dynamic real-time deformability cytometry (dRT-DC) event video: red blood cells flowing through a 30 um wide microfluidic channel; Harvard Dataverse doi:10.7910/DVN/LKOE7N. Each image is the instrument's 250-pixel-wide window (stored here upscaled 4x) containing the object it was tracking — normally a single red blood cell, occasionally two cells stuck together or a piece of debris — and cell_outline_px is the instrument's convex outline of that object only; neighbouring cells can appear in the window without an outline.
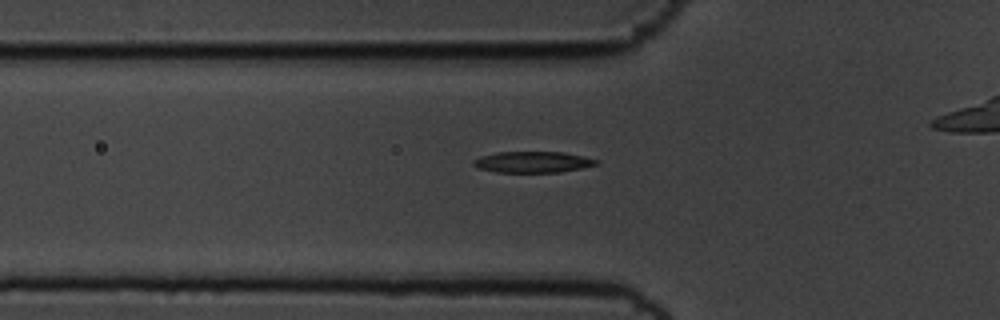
{"species": "common noctule bat (a hibernating species)", "species_latin": "Nyctalus noctula", "temperature_condition": "cold", "stored_images_in_passage": 41, "camera_frame_rate_fps": 3000, "um_per_image_px": 0.085, "animal": {"sex": "male", "body_mass_g": 19.5, "forearm_length_mm": 54.6}, "frame": {"image": 1, "passage_image": 11, "time_ms": 3.333, "image_size_px": [1000, 320], "cell_outline_px": [[600, 160], [596, 164], [580, 168], [560, 172], [496, 172], [476, 168], [472, 164], [472, 160], [480, 156], [496, 152], [564, 152]], "centroid_in_image_um": [45.22, 13.77], "position_along_channel_um": 80.6, "area_um2": 15.14}}
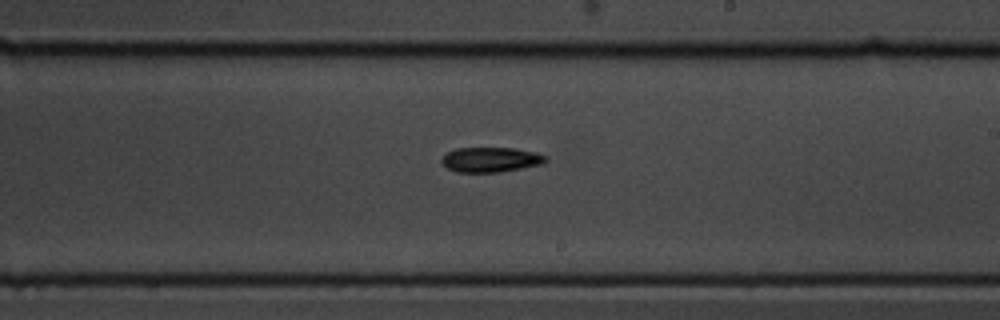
{"frame": {"image": 2, "passage_image": 25, "time_ms": 8.0, "image_size_px": [1000, 320], "cell_outline_px": [[548, 160], [540, 164], [500, 172], [456, 172], [448, 168], [440, 160], [448, 152], [456, 148], [516, 148], [536, 152], [548, 156]], "centroid_in_image_um": [41.73, 13.56], "position_along_channel_um": 247.3, "area_um2": 15.03}}
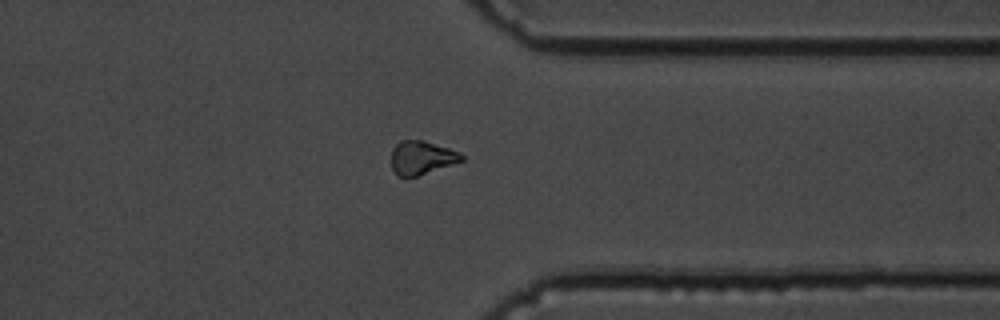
{"frame": {"image": 3, "passage_image": 36, "time_ms": 11.667, "image_size_px": [1000, 320], "cell_outline_px": [[464, 160], [416, 176], [396, 176], [392, 168], [392, 148], [400, 140], [424, 140], [448, 148], [464, 156]], "centroid_in_image_um": [35.8, 13.39], "position_along_channel_um": 375.6, "area_um2": 13.53}, "authors_computed_cell_mechanics": {"area_um2": 15.317, "velocity_mm_per_s": 3.5731, "shape_relaxation_time_tau1_ms": 4.3082, "shape_relaxation_time_tau2_ms": null, "deformation_change_tau1": 0.1391, "deformation_change_tau2": null}}